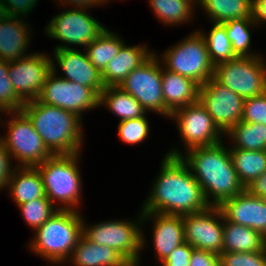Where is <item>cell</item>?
<instances>
[{"instance_id":"d4e9b609","label":"cell","mask_w":266,"mask_h":266,"mask_svg":"<svg viewBox=\"0 0 266 266\" xmlns=\"http://www.w3.org/2000/svg\"><path fill=\"white\" fill-rule=\"evenodd\" d=\"M266 247V238L250 227L227 221L223 216V252H257Z\"/></svg>"},{"instance_id":"83f0119b","label":"cell","mask_w":266,"mask_h":266,"mask_svg":"<svg viewBox=\"0 0 266 266\" xmlns=\"http://www.w3.org/2000/svg\"><path fill=\"white\" fill-rule=\"evenodd\" d=\"M214 23L252 18V0H197Z\"/></svg>"},{"instance_id":"8fae6325","label":"cell","mask_w":266,"mask_h":266,"mask_svg":"<svg viewBox=\"0 0 266 266\" xmlns=\"http://www.w3.org/2000/svg\"><path fill=\"white\" fill-rule=\"evenodd\" d=\"M54 63L38 100L72 112L81 118V112L99 107V95L90 87L56 76Z\"/></svg>"},{"instance_id":"836d02e7","label":"cell","mask_w":266,"mask_h":266,"mask_svg":"<svg viewBox=\"0 0 266 266\" xmlns=\"http://www.w3.org/2000/svg\"><path fill=\"white\" fill-rule=\"evenodd\" d=\"M18 207L25 221L35 230L40 228L58 211V208L55 209L52 202L46 196L18 205Z\"/></svg>"},{"instance_id":"ba28073f","label":"cell","mask_w":266,"mask_h":266,"mask_svg":"<svg viewBox=\"0 0 266 266\" xmlns=\"http://www.w3.org/2000/svg\"><path fill=\"white\" fill-rule=\"evenodd\" d=\"M14 113L13 120L8 122V136L0 137V140L10 156L21 162V167H36L53 154L47 149L28 117L22 111Z\"/></svg>"},{"instance_id":"bcb514c9","label":"cell","mask_w":266,"mask_h":266,"mask_svg":"<svg viewBox=\"0 0 266 266\" xmlns=\"http://www.w3.org/2000/svg\"><path fill=\"white\" fill-rule=\"evenodd\" d=\"M8 17L4 3L0 0V21Z\"/></svg>"},{"instance_id":"cb8c5ba5","label":"cell","mask_w":266,"mask_h":266,"mask_svg":"<svg viewBox=\"0 0 266 266\" xmlns=\"http://www.w3.org/2000/svg\"><path fill=\"white\" fill-rule=\"evenodd\" d=\"M8 186L9 189L11 188V196L17 205L45 196L43 181L36 167H21L20 164L17 165L8 180Z\"/></svg>"},{"instance_id":"7bdbcfd3","label":"cell","mask_w":266,"mask_h":266,"mask_svg":"<svg viewBox=\"0 0 266 266\" xmlns=\"http://www.w3.org/2000/svg\"><path fill=\"white\" fill-rule=\"evenodd\" d=\"M246 189L252 195L266 199V172L250 183Z\"/></svg>"},{"instance_id":"d6986e66","label":"cell","mask_w":266,"mask_h":266,"mask_svg":"<svg viewBox=\"0 0 266 266\" xmlns=\"http://www.w3.org/2000/svg\"><path fill=\"white\" fill-rule=\"evenodd\" d=\"M142 219L155 218L153 229L154 250L157 257L163 262L179 245L185 243L183 216L162 213H142ZM143 217V218H142Z\"/></svg>"},{"instance_id":"5b68a950","label":"cell","mask_w":266,"mask_h":266,"mask_svg":"<svg viewBox=\"0 0 266 266\" xmlns=\"http://www.w3.org/2000/svg\"><path fill=\"white\" fill-rule=\"evenodd\" d=\"M80 153L71 155H53L42 164L36 166L43 185L45 196L54 204L59 201L63 207L58 210L77 211L81 189V178L77 161Z\"/></svg>"},{"instance_id":"7c38bea8","label":"cell","mask_w":266,"mask_h":266,"mask_svg":"<svg viewBox=\"0 0 266 266\" xmlns=\"http://www.w3.org/2000/svg\"><path fill=\"white\" fill-rule=\"evenodd\" d=\"M198 100L224 134L242 119L245 99L214 77L200 86Z\"/></svg>"},{"instance_id":"ffe728a7","label":"cell","mask_w":266,"mask_h":266,"mask_svg":"<svg viewBox=\"0 0 266 266\" xmlns=\"http://www.w3.org/2000/svg\"><path fill=\"white\" fill-rule=\"evenodd\" d=\"M149 52L146 46L130 47L123 44L118 54L101 73L104 86L119 87L133 69L140 67L154 54Z\"/></svg>"},{"instance_id":"8992f818","label":"cell","mask_w":266,"mask_h":266,"mask_svg":"<svg viewBox=\"0 0 266 266\" xmlns=\"http://www.w3.org/2000/svg\"><path fill=\"white\" fill-rule=\"evenodd\" d=\"M163 60L168 71L191 78L200 86L214 75L215 66L200 31L167 50Z\"/></svg>"},{"instance_id":"9c48e42d","label":"cell","mask_w":266,"mask_h":266,"mask_svg":"<svg viewBox=\"0 0 266 266\" xmlns=\"http://www.w3.org/2000/svg\"><path fill=\"white\" fill-rule=\"evenodd\" d=\"M83 235L91 242L115 249L133 266H138L139 251L145 245L142 231L130 221L111 220L95 224L91 228L84 226Z\"/></svg>"},{"instance_id":"52a82bcc","label":"cell","mask_w":266,"mask_h":266,"mask_svg":"<svg viewBox=\"0 0 266 266\" xmlns=\"http://www.w3.org/2000/svg\"><path fill=\"white\" fill-rule=\"evenodd\" d=\"M259 55L237 57L215 65L213 77L242 98L266 92V67Z\"/></svg>"},{"instance_id":"74e56055","label":"cell","mask_w":266,"mask_h":266,"mask_svg":"<svg viewBox=\"0 0 266 266\" xmlns=\"http://www.w3.org/2000/svg\"><path fill=\"white\" fill-rule=\"evenodd\" d=\"M241 121L247 123H262L266 126V92L244 100Z\"/></svg>"},{"instance_id":"4316f807","label":"cell","mask_w":266,"mask_h":266,"mask_svg":"<svg viewBox=\"0 0 266 266\" xmlns=\"http://www.w3.org/2000/svg\"><path fill=\"white\" fill-rule=\"evenodd\" d=\"M238 178L246 188L266 172V151L229 149Z\"/></svg>"},{"instance_id":"f6af8a7d","label":"cell","mask_w":266,"mask_h":266,"mask_svg":"<svg viewBox=\"0 0 266 266\" xmlns=\"http://www.w3.org/2000/svg\"><path fill=\"white\" fill-rule=\"evenodd\" d=\"M61 2H62V5H63V3L66 4L67 2L68 3L70 2V5H76V8H83V9H87V8L91 7V5L95 6L96 4L97 5H100V3L103 4V2L101 0H60V3ZM86 6H87V8H86Z\"/></svg>"},{"instance_id":"e575fe53","label":"cell","mask_w":266,"mask_h":266,"mask_svg":"<svg viewBox=\"0 0 266 266\" xmlns=\"http://www.w3.org/2000/svg\"><path fill=\"white\" fill-rule=\"evenodd\" d=\"M24 102L16 95L8 74V62L0 59V111L14 114Z\"/></svg>"},{"instance_id":"4fadbf2b","label":"cell","mask_w":266,"mask_h":266,"mask_svg":"<svg viewBox=\"0 0 266 266\" xmlns=\"http://www.w3.org/2000/svg\"><path fill=\"white\" fill-rule=\"evenodd\" d=\"M45 54L33 53L8 62L9 79L16 95L24 102L38 99L47 76L52 71V61Z\"/></svg>"},{"instance_id":"4dcf8cb0","label":"cell","mask_w":266,"mask_h":266,"mask_svg":"<svg viewBox=\"0 0 266 266\" xmlns=\"http://www.w3.org/2000/svg\"><path fill=\"white\" fill-rule=\"evenodd\" d=\"M157 18L164 24L184 23L192 18V8L197 0H149Z\"/></svg>"},{"instance_id":"d590c367","label":"cell","mask_w":266,"mask_h":266,"mask_svg":"<svg viewBox=\"0 0 266 266\" xmlns=\"http://www.w3.org/2000/svg\"><path fill=\"white\" fill-rule=\"evenodd\" d=\"M146 116L135 119L120 121L118 133L120 139L128 144H138L145 140L149 134L148 121Z\"/></svg>"},{"instance_id":"e0dca14e","label":"cell","mask_w":266,"mask_h":266,"mask_svg":"<svg viewBox=\"0 0 266 266\" xmlns=\"http://www.w3.org/2000/svg\"><path fill=\"white\" fill-rule=\"evenodd\" d=\"M218 208L227 221L250 227L266 238V199L254 196L245 189Z\"/></svg>"},{"instance_id":"5bb4252c","label":"cell","mask_w":266,"mask_h":266,"mask_svg":"<svg viewBox=\"0 0 266 266\" xmlns=\"http://www.w3.org/2000/svg\"><path fill=\"white\" fill-rule=\"evenodd\" d=\"M172 117L178 124L181 138L188 150L221 142L220 133L223 135V132L199 100L173 111L170 115L171 119Z\"/></svg>"},{"instance_id":"7402d4cb","label":"cell","mask_w":266,"mask_h":266,"mask_svg":"<svg viewBox=\"0 0 266 266\" xmlns=\"http://www.w3.org/2000/svg\"><path fill=\"white\" fill-rule=\"evenodd\" d=\"M70 258L74 266H133L115 249L91 242L83 234Z\"/></svg>"},{"instance_id":"277c9868","label":"cell","mask_w":266,"mask_h":266,"mask_svg":"<svg viewBox=\"0 0 266 266\" xmlns=\"http://www.w3.org/2000/svg\"><path fill=\"white\" fill-rule=\"evenodd\" d=\"M82 219L77 211L58 210L36 230L31 250L50 262H64L83 234Z\"/></svg>"},{"instance_id":"30bf717a","label":"cell","mask_w":266,"mask_h":266,"mask_svg":"<svg viewBox=\"0 0 266 266\" xmlns=\"http://www.w3.org/2000/svg\"><path fill=\"white\" fill-rule=\"evenodd\" d=\"M161 68L156 54H153L140 67L133 69L119 87L132 95L146 111L170 117L171 113L164 105Z\"/></svg>"},{"instance_id":"44dd1931","label":"cell","mask_w":266,"mask_h":266,"mask_svg":"<svg viewBox=\"0 0 266 266\" xmlns=\"http://www.w3.org/2000/svg\"><path fill=\"white\" fill-rule=\"evenodd\" d=\"M199 88L193 79L162 69V94L165 108L170 113L197 102Z\"/></svg>"},{"instance_id":"ee69618b","label":"cell","mask_w":266,"mask_h":266,"mask_svg":"<svg viewBox=\"0 0 266 266\" xmlns=\"http://www.w3.org/2000/svg\"><path fill=\"white\" fill-rule=\"evenodd\" d=\"M252 19L255 24L266 21V0H252Z\"/></svg>"},{"instance_id":"9a60e30c","label":"cell","mask_w":266,"mask_h":266,"mask_svg":"<svg viewBox=\"0 0 266 266\" xmlns=\"http://www.w3.org/2000/svg\"><path fill=\"white\" fill-rule=\"evenodd\" d=\"M183 225L185 242L194 249L223 252V214L218 207L209 206L202 212L184 215Z\"/></svg>"},{"instance_id":"7a4b0ae2","label":"cell","mask_w":266,"mask_h":266,"mask_svg":"<svg viewBox=\"0 0 266 266\" xmlns=\"http://www.w3.org/2000/svg\"><path fill=\"white\" fill-rule=\"evenodd\" d=\"M186 151L185 157L175 150L169 151L167 155L181 156L187 163L209 206L219 207L246 189L238 178L229 150L222 142ZM210 195L213 202L210 201Z\"/></svg>"},{"instance_id":"8d00e7d4","label":"cell","mask_w":266,"mask_h":266,"mask_svg":"<svg viewBox=\"0 0 266 266\" xmlns=\"http://www.w3.org/2000/svg\"><path fill=\"white\" fill-rule=\"evenodd\" d=\"M220 266H266V247L257 252H222Z\"/></svg>"},{"instance_id":"b9f144b4","label":"cell","mask_w":266,"mask_h":266,"mask_svg":"<svg viewBox=\"0 0 266 266\" xmlns=\"http://www.w3.org/2000/svg\"><path fill=\"white\" fill-rule=\"evenodd\" d=\"M11 156L2 141L0 140V189L7 186L8 180L12 175Z\"/></svg>"},{"instance_id":"ab89813d","label":"cell","mask_w":266,"mask_h":266,"mask_svg":"<svg viewBox=\"0 0 266 266\" xmlns=\"http://www.w3.org/2000/svg\"><path fill=\"white\" fill-rule=\"evenodd\" d=\"M6 8L8 16L12 17H22L23 15L28 14L37 0H1ZM8 3V4H7ZM23 14V15H22ZM20 15V16H19Z\"/></svg>"},{"instance_id":"ac0fdd59","label":"cell","mask_w":266,"mask_h":266,"mask_svg":"<svg viewBox=\"0 0 266 266\" xmlns=\"http://www.w3.org/2000/svg\"><path fill=\"white\" fill-rule=\"evenodd\" d=\"M54 51V59L66 75L62 78L90 87L100 95L105 88L101 73L90 62L86 52L83 54L68 45L56 46Z\"/></svg>"},{"instance_id":"484cf974","label":"cell","mask_w":266,"mask_h":266,"mask_svg":"<svg viewBox=\"0 0 266 266\" xmlns=\"http://www.w3.org/2000/svg\"><path fill=\"white\" fill-rule=\"evenodd\" d=\"M103 104L112 113L120 116L121 121L139 118L146 114L142 105L120 87H105L99 95V106Z\"/></svg>"},{"instance_id":"6da1fadb","label":"cell","mask_w":266,"mask_h":266,"mask_svg":"<svg viewBox=\"0 0 266 266\" xmlns=\"http://www.w3.org/2000/svg\"><path fill=\"white\" fill-rule=\"evenodd\" d=\"M209 207L201 186L181 156L166 155L141 213L184 216Z\"/></svg>"},{"instance_id":"60d3db41","label":"cell","mask_w":266,"mask_h":266,"mask_svg":"<svg viewBox=\"0 0 266 266\" xmlns=\"http://www.w3.org/2000/svg\"><path fill=\"white\" fill-rule=\"evenodd\" d=\"M190 266H220L219 254L194 249L190 257Z\"/></svg>"},{"instance_id":"603a6c76","label":"cell","mask_w":266,"mask_h":266,"mask_svg":"<svg viewBox=\"0 0 266 266\" xmlns=\"http://www.w3.org/2000/svg\"><path fill=\"white\" fill-rule=\"evenodd\" d=\"M22 20L8 16L0 21V59L3 61L12 62L28 56L24 52L29 43V26Z\"/></svg>"},{"instance_id":"2e32d148","label":"cell","mask_w":266,"mask_h":266,"mask_svg":"<svg viewBox=\"0 0 266 266\" xmlns=\"http://www.w3.org/2000/svg\"><path fill=\"white\" fill-rule=\"evenodd\" d=\"M105 29L86 9L73 7L55 16L45 31L49 37L86 48Z\"/></svg>"},{"instance_id":"f35d334b","label":"cell","mask_w":266,"mask_h":266,"mask_svg":"<svg viewBox=\"0 0 266 266\" xmlns=\"http://www.w3.org/2000/svg\"><path fill=\"white\" fill-rule=\"evenodd\" d=\"M194 248L188 243H183L175 248L162 262V266H190V257Z\"/></svg>"},{"instance_id":"1f68e13d","label":"cell","mask_w":266,"mask_h":266,"mask_svg":"<svg viewBox=\"0 0 266 266\" xmlns=\"http://www.w3.org/2000/svg\"><path fill=\"white\" fill-rule=\"evenodd\" d=\"M201 34L206 42L209 57L214 66L238 57L232 49V43L227 38L225 27L221 23H215L207 35Z\"/></svg>"},{"instance_id":"3957f363","label":"cell","mask_w":266,"mask_h":266,"mask_svg":"<svg viewBox=\"0 0 266 266\" xmlns=\"http://www.w3.org/2000/svg\"><path fill=\"white\" fill-rule=\"evenodd\" d=\"M21 111L31 121L45 146L53 155H71L81 151V119L76 114L38 99L24 103Z\"/></svg>"},{"instance_id":"f546056e","label":"cell","mask_w":266,"mask_h":266,"mask_svg":"<svg viewBox=\"0 0 266 266\" xmlns=\"http://www.w3.org/2000/svg\"><path fill=\"white\" fill-rule=\"evenodd\" d=\"M226 135L231 137L230 140L235 141V146L230 149L266 151V126L262 123L240 121Z\"/></svg>"},{"instance_id":"f1b7e54d","label":"cell","mask_w":266,"mask_h":266,"mask_svg":"<svg viewBox=\"0 0 266 266\" xmlns=\"http://www.w3.org/2000/svg\"><path fill=\"white\" fill-rule=\"evenodd\" d=\"M123 44L121 38L105 29L86 47V53L90 62L102 73Z\"/></svg>"},{"instance_id":"d6a6232c","label":"cell","mask_w":266,"mask_h":266,"mask_svg":"<svg viewBox=\"0 0 266 266\" xmlns=\"http://www.w3.org/2000/svg\"><path fill=\"white\" fill-rule=\"evenodd\" d=\"M227 32V38L232 43V49L238 57H253L249 52L251 37L249 27L256 25L252 18L231 19L221 23Z\"/></svg>"}]
</instances>
